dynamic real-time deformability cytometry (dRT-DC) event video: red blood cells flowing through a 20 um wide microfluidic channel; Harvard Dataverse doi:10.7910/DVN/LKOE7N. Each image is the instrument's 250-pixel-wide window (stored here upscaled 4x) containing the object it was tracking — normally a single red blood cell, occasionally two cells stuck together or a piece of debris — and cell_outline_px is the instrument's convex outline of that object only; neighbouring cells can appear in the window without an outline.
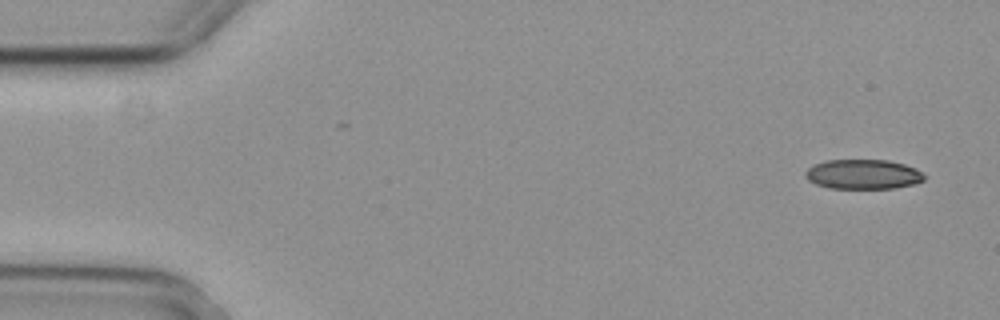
{"species": "common noctule bat (a hibernating species)", "species_latin": "Nyctalus noctula", "temperature_condition": "cold", "stored_images_in_passage": 4, "camera_frame_rate_fps": 3000, "um_per_image_px": 0.085, "animal": {"sex": "female", "body_mass_g": 29.2, "forearm_length_mm": 56.3}, "frame": {"image": 1, "passage_image": 1, "time_ms": 0.0, "image_size_px": [1000, 320], "cell_outline_px": [[924, 180], [912, 184], [896, 188], [828, 188], [816, 184], [808, 180], [804, 176], [804, 172], [808, 168], [824, 160], [888, 160], [904, 164], [916, 168], [924, 172]], "centroid_in_image_um": [73.36, 14.81], "position_along_channel_um": 11.6, "area_um2": 20.63}}
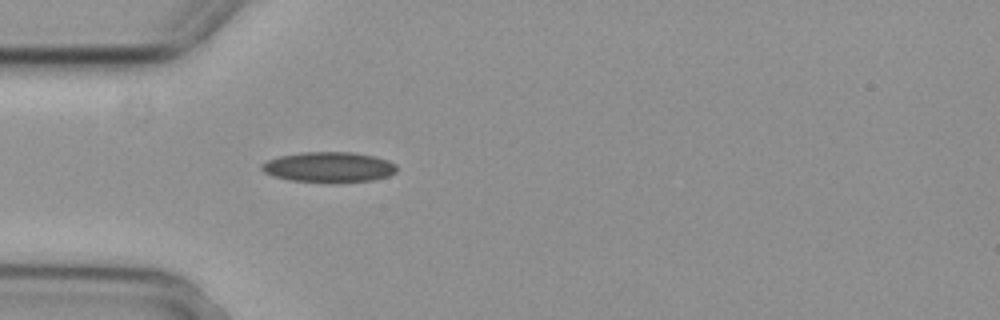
{"frame": {"image": 2, "passage_image": 4, "time_ms": 1.0, "image_size_px": [1000, 320], "cell_outline_px": [[396, 172], [388, 176], [372, 180], [292, 180], [272, 176], [264, 172], [260, 168], [260, 164], [268, 160], [280, 156], [300, 152], [352, 152], [376, 156], [388, 160], [396, 164]], "centroid_in_image_um": [27.94, 14.16], "position_along_channel_um": 57.1, "area_um2": 23.18}}